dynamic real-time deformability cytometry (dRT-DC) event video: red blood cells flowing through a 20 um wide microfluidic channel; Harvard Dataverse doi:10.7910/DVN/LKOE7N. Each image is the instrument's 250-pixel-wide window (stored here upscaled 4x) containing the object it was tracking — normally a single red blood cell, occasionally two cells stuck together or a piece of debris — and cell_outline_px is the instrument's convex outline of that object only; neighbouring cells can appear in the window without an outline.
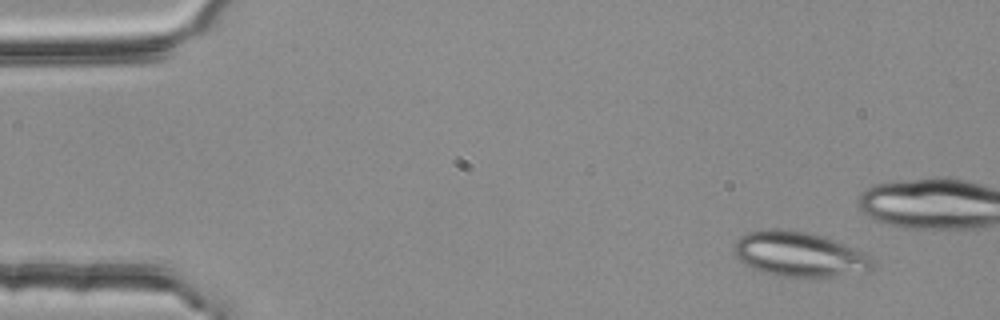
{"species": "common noctule bat (a hibernating species)", "species_latin": "Nyctalus noctula", "temperature_condition": "room temperature", "stored_images_in_passage": 4, "camera_frame_rate_fps": 3000, "um_per_image_px": 0.085, "animal": {"sex": "female", "body_mass_g": 25.1}, "frame": {"image": 1, "passage_image": 1, "time_ms": 0.0, "image_size_px": [1000, 320], "cell_outline_px": [[872, 272], [832, 276], [780, 276], [764, 272], [752, 268], [744, 264], [732, 252], [732, 244], [740, 236], [748, 232], [772, 228], [780, 228], [808, 232], [824, 236], [844, 244], [868, 256], [872, 260]], "centroid_in_image_um": [67.88, 21.6], "position_along_channel_um": 17.1, "area_um2": 36.18}}